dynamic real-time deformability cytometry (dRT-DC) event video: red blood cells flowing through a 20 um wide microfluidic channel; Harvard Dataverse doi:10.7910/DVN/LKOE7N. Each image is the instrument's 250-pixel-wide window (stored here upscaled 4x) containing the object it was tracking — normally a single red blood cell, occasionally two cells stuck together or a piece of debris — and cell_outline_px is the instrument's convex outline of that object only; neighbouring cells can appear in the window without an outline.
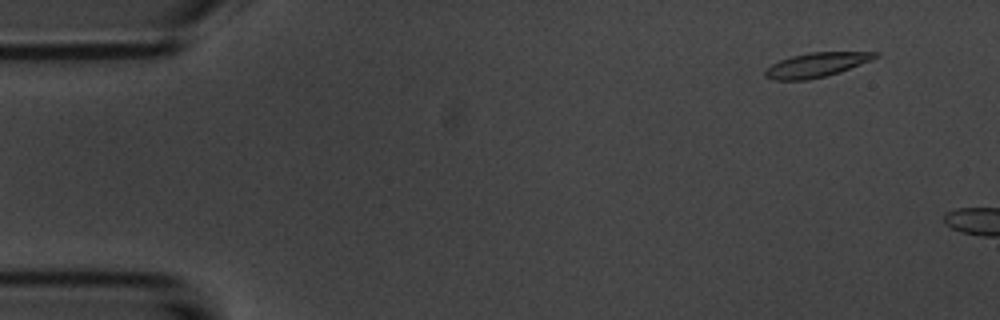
{"species": "common noctule bat (a hibernating species)", "species_latin": "Nyctalus noctula", "temperature_condition": "room temperature", "stored_images_in_passage": 3, "camera_frame_rate_fps": 3000, "um_per_image_px": 0.085, "animal": {"sex": "male", "body_mass_g": 20.1, "forearm_length_mm": 53.5}, "frame": {"image": 1, "passage_image": 2, "time_ms": 1.0, "image_size_px": [1000, 320], "cell_outline_px": [[880, 56], [872, 60], [840, 72], [808, 80], [776, 80], [764, 76], [764, 72], [772, 64], [780, 60], [792, 56], [812, 52], [880, 52]], "centroid_in_image_um": [69.43, 5.51], "position_along_channel_um": 15.6, "area_um2": 15.55}}